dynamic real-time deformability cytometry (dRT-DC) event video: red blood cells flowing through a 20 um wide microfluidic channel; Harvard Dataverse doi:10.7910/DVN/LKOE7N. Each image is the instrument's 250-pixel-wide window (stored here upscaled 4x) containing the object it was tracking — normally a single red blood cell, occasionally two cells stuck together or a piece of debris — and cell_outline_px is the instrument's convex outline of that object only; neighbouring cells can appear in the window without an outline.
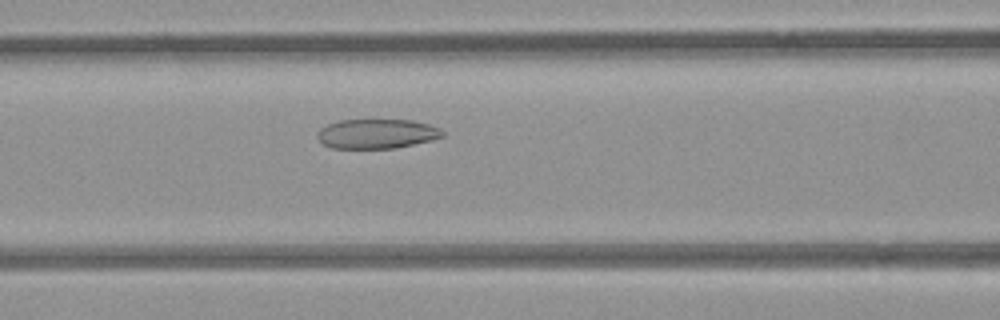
{"species": "common noctule bat (a hibernating species)", "species_latin": "Nyctalus noctula", "temperature_condition": "room temperature", "stored_images_in_passage": 44, "camera_frame_rate_fps": 3000, "um_per_image_px": 0.085, "animal": {"sex": "female", "body_mass_g": 21.9}, "frame": {"image": 1, "passage_image": 13, "time_ms": 4.0, "image_size_px": [1000, 320], "cell_outline_px": [[444, 136], [432, 140], [392, 148], [332, 148], [324, 144], [316, 136], [320, 128], [328, 124], [340, 120], [412, 120], [428, 124], [440, 128], [444, 132]], "centroid_in_image_um": [32.03, 11.36], "position_along_channel_um": 134.6, "area_um2": 21.39}}
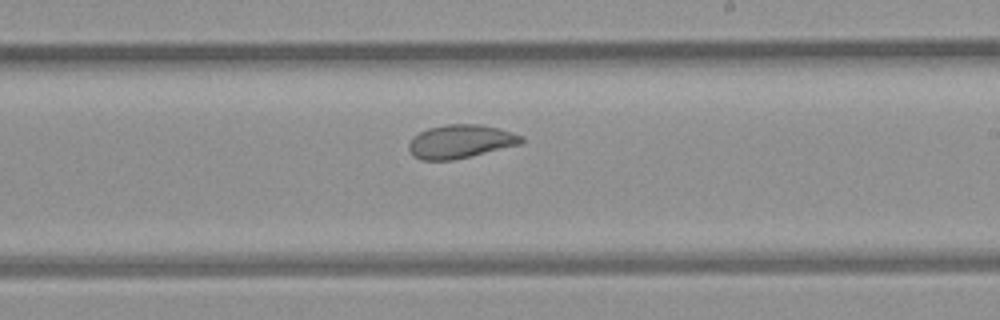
{"frame": {"image": 2, "passage_image": 22, "time_ms": 7.0, "image_size_px": [1000, 320], "cell_outline_px": [[524, 140], [520, 144], [452, 160], [420, 160], [412, 156], [408, 148], [408, 144], [412, 136], [428, 128], [448, 124], [480, 124], [512, 132], [524, 136]], "centroid_in_image_um": [39.1, 12.02], "position_along_channel_um": 249.9, "area_um2": 21.91}}
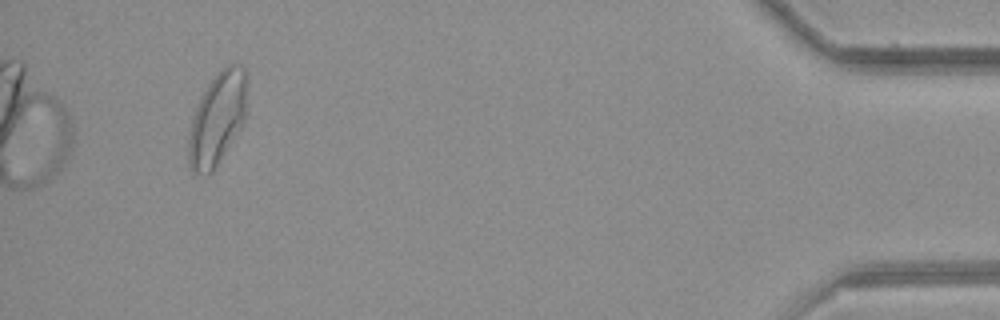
{"frame": {"image": 3, "passage_image": 41, "time_ms": 13.333, "image_size_px": [1000, 320], "cell_outline_px": [[248, 84], [244, 120], [212, 172], [208, 176], [192, 172], [188, 164], [188, 132], [196, 108], [208, 84], [216, 72], [228, 64], [240, 64], [248, 72]], "centroid_in_image_um": [18.48, 10.05], "position_along_channel_um": 416.7, "area_um2": 31.56}, "authors_computed_cell_mechanics": {"area_um2": 24.4494, "velocity_mm_per_s": 3.842, "shape_relaxation_time_tau1_ms": null, "shape_relaxation_time_tau2_ms": 1.7174, "deformation_change_tau1": null, "deformation_change_tau2": 0.0665}}